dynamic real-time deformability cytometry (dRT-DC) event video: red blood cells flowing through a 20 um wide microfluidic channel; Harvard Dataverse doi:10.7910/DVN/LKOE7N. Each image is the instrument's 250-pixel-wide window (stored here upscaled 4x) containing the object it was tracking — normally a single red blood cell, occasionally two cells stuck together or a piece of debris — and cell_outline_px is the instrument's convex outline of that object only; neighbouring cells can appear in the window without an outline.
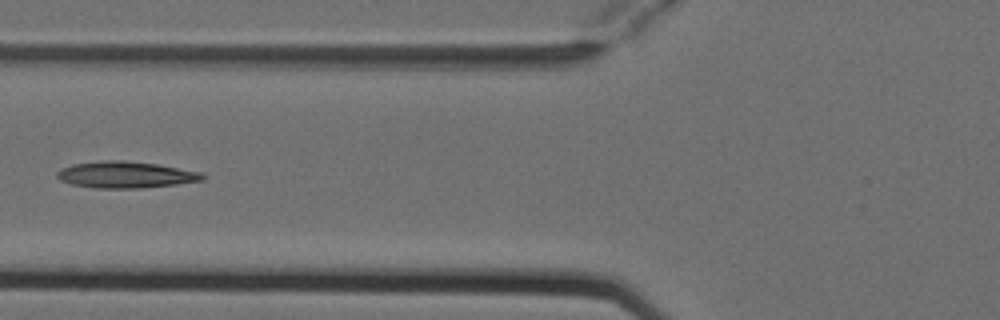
{"species": "Egyptian fruit bat (a non-hibernating species)", "species_latin": "Rousettus aegyptiacus", "temperature_condition": "cold", "stored_images_in_passage": 5, "camera_frame_rate_fps": 3000, "um_per_image_px": 0.085, "animal": {"sex": "female"}, "frame": {"image": 1, "passage_image": 5, "time_ms": 1.333, "image_size_px": [1000, 320], "cell_outline_px": [[204, 180], [176, 184], [140, 188], [96, 188], [72, 184], [60, 180], [56, 176], [56, 172], [60, 168], [72, 164], [104, 160], [124, 160], [156, 164], [204, 172]], "centroid_in_image_um": [10.67, 14.84], "position_along_channel_um": 115.1, "area_um2": 22.54}}